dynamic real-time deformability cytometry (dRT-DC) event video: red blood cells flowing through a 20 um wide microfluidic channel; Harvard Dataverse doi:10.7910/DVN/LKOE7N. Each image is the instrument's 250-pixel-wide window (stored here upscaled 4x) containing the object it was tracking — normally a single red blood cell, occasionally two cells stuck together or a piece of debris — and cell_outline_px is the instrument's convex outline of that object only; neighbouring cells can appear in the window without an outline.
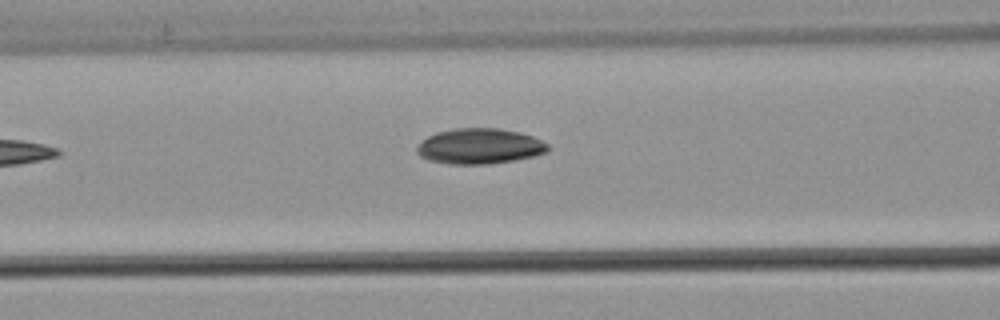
{"species": "common noctule bat (a hibernating species)", "species_latin": "Nyctalus noctula", "temperature_condition": "warm", "stored_images_in_passage": 3, "camera_frame_rate_fps": 3000, "um_per_image_px": 0.085, "animal": {"sex": "male", "body_mass_g": 21.5, "forearm_length_mm": 52.0}, "frame": {"image": 1, "passage_image": 3, "time_ms": 0.667, "image_size_px": [1000, 320], "cell_outline_px": [[548, 152], [516, 160], [492, 164], [448, 164], [428, 160], [420, 156], [416, 152], [416, 148], [428, 136], [436, 132], [456, 128], [500, 128], [520, 132], [532, 136], [548, 144]], "centroid_in_image_um": [40.77, 12.43], "position_along_channel_um": 125.8, "area_um2": 27.17}}